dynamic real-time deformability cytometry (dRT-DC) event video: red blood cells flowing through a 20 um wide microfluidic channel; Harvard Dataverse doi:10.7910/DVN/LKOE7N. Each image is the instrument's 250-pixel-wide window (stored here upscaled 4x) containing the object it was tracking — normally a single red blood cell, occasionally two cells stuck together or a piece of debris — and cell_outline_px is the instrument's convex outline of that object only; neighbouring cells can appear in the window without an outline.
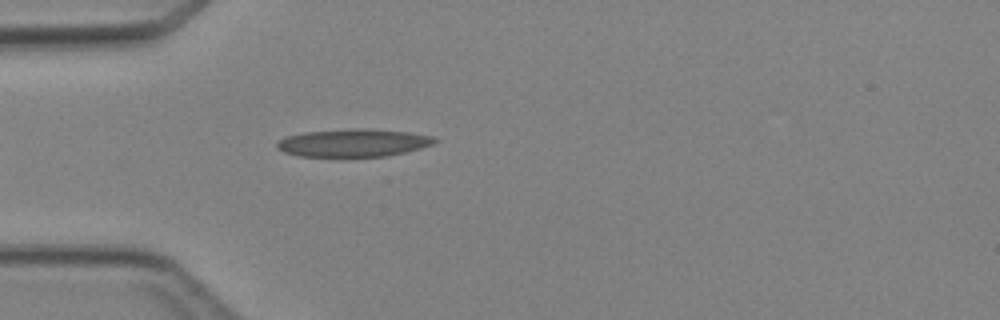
{"species": "Egyptian fruit bat (a non-hibernating species)", "species_latin": "Rousettus aegyptiacus", "temperature_condition": "cold", "stored_images_in_passage": 2, "camera_frame_rate_fps": 3000, "um_per_image_px": 0.085, "animal": {"sex": "female"}, "frame": {"image": 1, "passage_image": 2, "time_ms": 2.0, "image_size_px": [1000, 320], "cell_outline_px": [[440, 140], [432, 144], [420, 148], [404, 152], [384, 156], [300, 156], [284, 152], [276, 148], [276, 144], [280, 140], [288, 136], [308, 132], [352, 128], [368, 128], [408, 132], [432, 136]], "centroid_in_image_um": [30.06, 12.13], "position_along_channel_um": 54.9, "area_um2": 25.26}}